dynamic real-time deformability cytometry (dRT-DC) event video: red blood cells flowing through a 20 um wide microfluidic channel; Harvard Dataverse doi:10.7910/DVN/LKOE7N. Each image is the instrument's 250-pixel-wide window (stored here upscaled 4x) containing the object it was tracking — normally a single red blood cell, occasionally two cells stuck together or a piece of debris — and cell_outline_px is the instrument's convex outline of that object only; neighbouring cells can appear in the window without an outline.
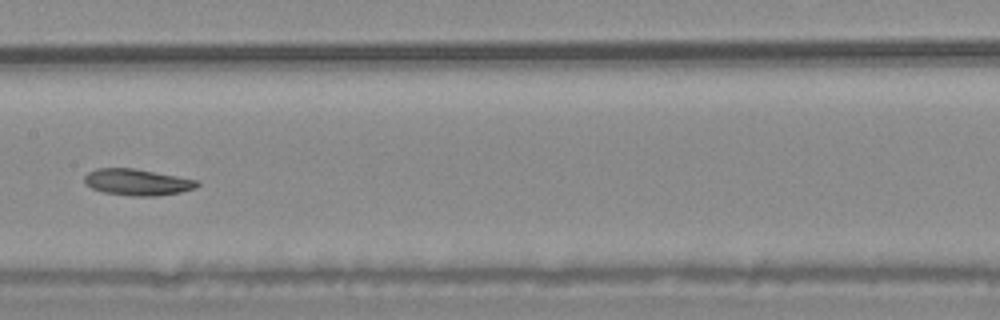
{"species": "common noctule bat (a hibernating species)", "species_latin": "Nyctalus noctula", "temperature_condition": "warm", "stored_images_in_passage": 9, "camera_frame_rate_fps": 3000, "um_per_image_px": 0.085, "animal": {"sex": "male", "body_mass_g": 20.4}, "frame": {"image": 1, "passage_image": 6, "time_ms": 1.667, "image_size_px": [1000, 320], "cell_outline_px": [[200, 184], [196, 188], [180, 192], [156, 196], [132, 196], [104, 192], [92, 188], [84, 180], [84, 176], [88, 172], [96, 168], [132, 168], [200, 180]], "centroid_in_image_um": [11.7, 15.48], "position_along_channel_um": 195.7, "area_um2": 17.28}}
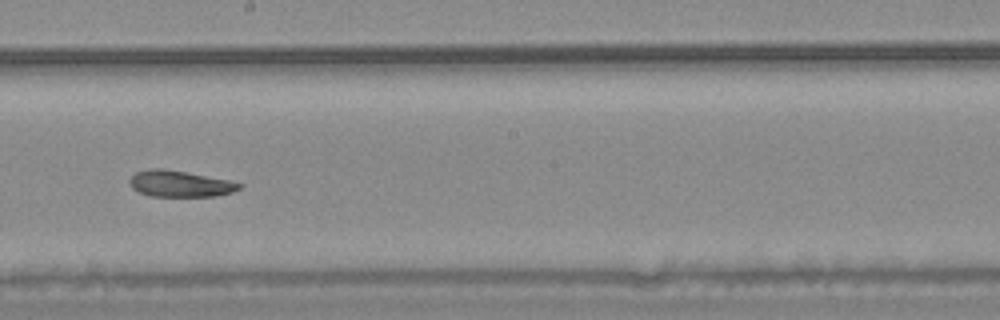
{"frame": {"image": 2, "passage_image": 7, "time_ms": 2.0, "image_size_px": [1000, 320], "cell_outline_px": [[244, 184], [240, 188], [232, 192], [216, 196], [148, 196], [132, 188], [128, 184], [128, 180], [136, 172], [148, 168], [164, 168], [228, 180]], "centroid_in_image_um": [15.25, 15.61], "position_along_channel_um": 232.9, "area_um2": 16.82}}